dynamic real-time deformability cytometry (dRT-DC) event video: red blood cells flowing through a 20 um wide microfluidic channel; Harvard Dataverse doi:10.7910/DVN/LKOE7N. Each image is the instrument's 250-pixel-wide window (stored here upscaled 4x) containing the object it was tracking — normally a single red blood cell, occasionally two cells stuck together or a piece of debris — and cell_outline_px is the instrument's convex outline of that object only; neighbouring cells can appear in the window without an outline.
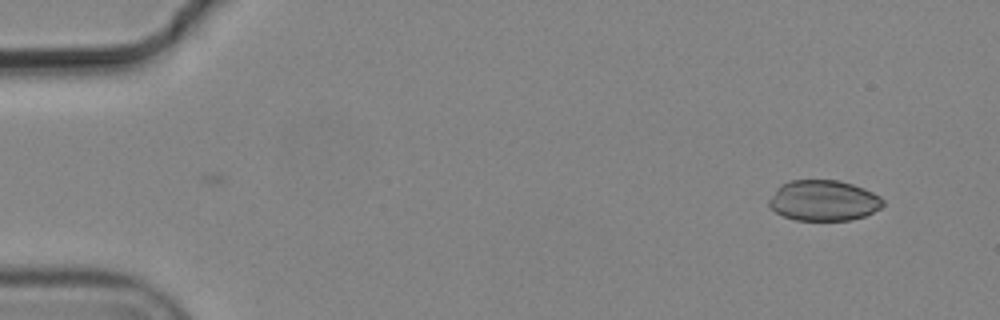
{"species": "common noctule bat (a hibernating species)", "species_latin": "Nyctalus noctula", "temperature_condition": "cold", "stored_images_in_passage": 5, "camera_frame_rate_fps": 3000, "um_per_image_px": 0.085, "animal": {"sex": "male", "body_mass_g": 19.2, "forearm_length_mm": 51.8}, "frame": {"image": 1, "passage_image": 1, "time_ms": 0.0, "image_size_px": [1000, 320], "cell_outline_px": [[884, 204], [880, 208], [864, 216], [852, 220], [796, 220], [784, 216], [776, 212], [768, 204], [768, 200], [776, 188], [780, 184], [792, 180], [840, 180], [864, 188], [880, 196], [884, 200]], "centroid_in_image_um": [70.0, 17.04], "position_along_channel_um": 15.0, "area_um2": 27.05}}
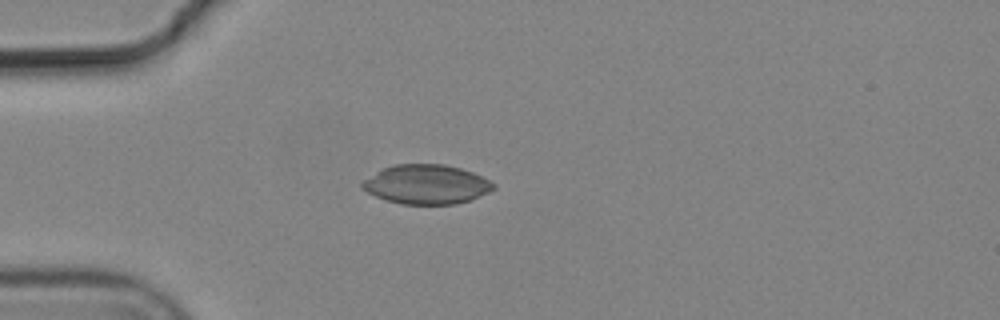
{"frame": {"image": 2, "passage_image": 4, "time_ms": 1.0, "image_size_px": [1000, 320], "cell_outline_px": [[496, 188], [472, 200], [456, 204], [400, 204], [384, 200], [360, 188], [360, 184], [364, 180], [376, 172], [392, 164], [444, 164], [460, 168], [472, 172], [496, 184]], "centroid_in_image_um": [36.24, 15.68], "position_along_channel_um": 48.8, "area_um2": 30.17}}